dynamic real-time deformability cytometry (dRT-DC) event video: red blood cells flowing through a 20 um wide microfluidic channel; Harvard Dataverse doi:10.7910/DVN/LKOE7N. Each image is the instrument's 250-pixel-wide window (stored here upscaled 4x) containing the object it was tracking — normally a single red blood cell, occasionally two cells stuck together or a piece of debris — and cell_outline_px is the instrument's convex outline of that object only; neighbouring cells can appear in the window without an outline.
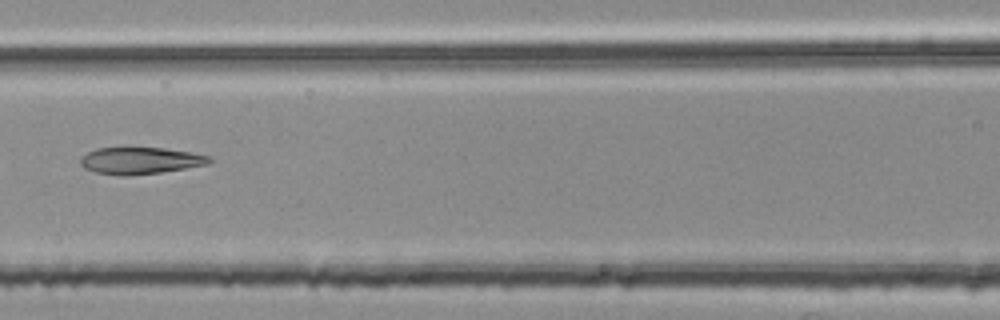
{"species": "common noctule bat (a hibernating species)", "species_latin": "Nyctalus noctula", "temperature_condition": "room temperature", "stored_images_in_passage": 5, "segment_of_instrument_passage": [2, 2], "camera_frame_rate_fps": 3000, "um_per_image_px": 0.085, "animal": {"sex": "female", "body_mass_g": 25.1}, "frame": {"image": 1, "passage_image": 5, "time_ms": 1.333, "image_size_px": [1000, 320], "cell_outline_px": [[212, 160], [208, 164], [160, 172], [128, 176], [120, 176], [96, 172], [84, 168], [80, 164], [80, 156], [96, 148], [164, 148], [192, 152], [212, 156]], "centroid_in_image_um": [11.91, 13.65], "position_along_channel_um": 154.7, "area_um2": 20.17}}